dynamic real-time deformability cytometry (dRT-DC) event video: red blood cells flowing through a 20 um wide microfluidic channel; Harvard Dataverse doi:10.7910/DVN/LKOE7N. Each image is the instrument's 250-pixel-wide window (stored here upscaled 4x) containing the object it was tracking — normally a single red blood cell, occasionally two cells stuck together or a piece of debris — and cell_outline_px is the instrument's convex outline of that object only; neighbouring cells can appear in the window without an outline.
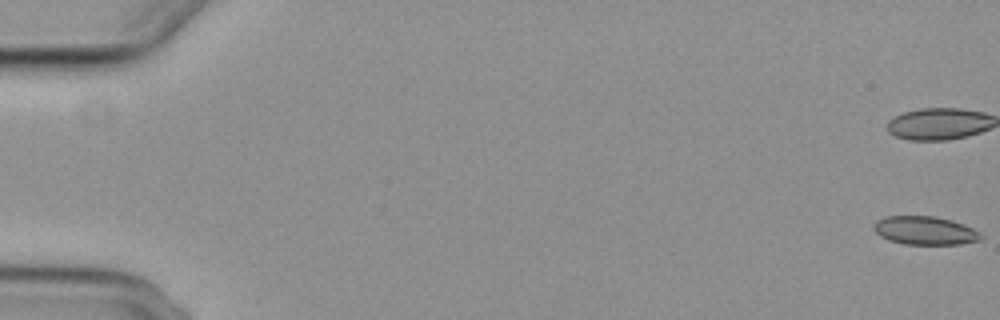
{"species": "common noctule bat (a hibernating species)", "species_latin": "Nyctalus noctula", "temperature_condition": "cold", "stored_images_in_passage": 5, "camera_frame_rate_fps": 3000, "um_per_image_px": 0.085, "animal": {"sex": "female", "body_mass_g": 29.2, "forearm_length_mm": 56.3}, "frame": {"image": 1, "passage_image": 1, "time_ms": 0.0, "image_size_px": [1000, 320], "cell_outline_px": [[984, 236], [980, 240], [960, 244], [904, 244], [888, 240], [880, 236], [872, 228], [872, 224], [876, 220], [884, 216], [936, 216], [952, 220], [964, 224], [980, 232]], "centroid_in_image_um": [78.6, 19.59], "position_along_channel_um": 6.4, "area_um2": 17.98}}